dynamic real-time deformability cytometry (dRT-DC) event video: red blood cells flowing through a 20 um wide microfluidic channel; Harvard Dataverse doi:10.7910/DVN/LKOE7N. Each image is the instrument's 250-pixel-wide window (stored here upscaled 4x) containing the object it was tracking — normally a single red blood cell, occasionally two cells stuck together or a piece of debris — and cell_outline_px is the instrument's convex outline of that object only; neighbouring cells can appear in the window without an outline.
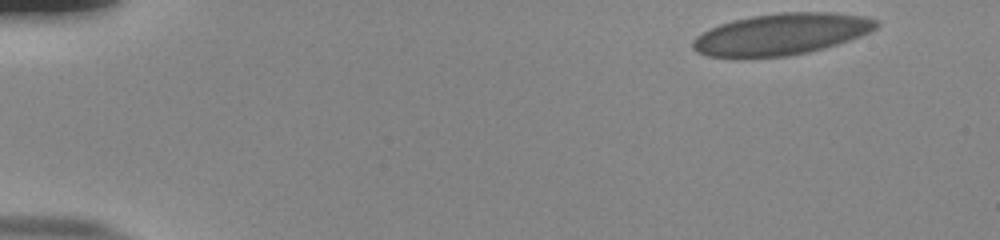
{"species": "human", "species_latin": "Homo sapiens", "temperature_condition": "room temperature", "stored_images_in_passage": 50, "camera_frame_rate_fps": 3000, "um_per_image_px": 0.085, "donor": {"sex": "male"}, "frame": {"image": 1, "passage_image": 1, "time_ms": 0.0, "image_size_px": [1000, 240], "cell_outline_px": [[880, 24], [876, 28], [860, 36], [824, 48], [808, 52], [788, 56], [708, 56], [696, 52], [692, 48], [692, 40], [696, 36], [720, 24], [732, 20], [752, 16], [780, 12], [828, 12], [864, 16], [880, 20]], "centroid_in_image_um": [66.44, 2.88], "position_along_channel_um": 18.6, "area_um2": 43.93}}
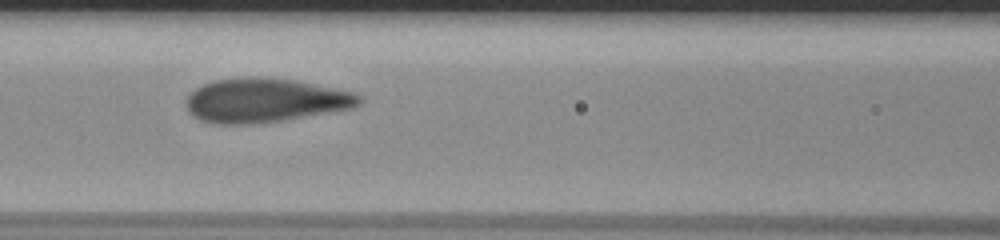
{"frame": {"image": 2, "passage_image": 21, "time_ms": 6.667, "image_size_px": [1000, 240], "cell_outline_px": [[360, 104], [352, 108], [284, 120], [256, 124], [212, 124], [200, 120], [192, 116], [188, 112], [188, 96], [196, 88], [204, 84], [216, 80], [296, 80], [356, 92], [360, 96]], "centroid_in_image_um": [22.56, 8.58], "position_along_channel_um": 144.0, "area_um2": 43.29}}
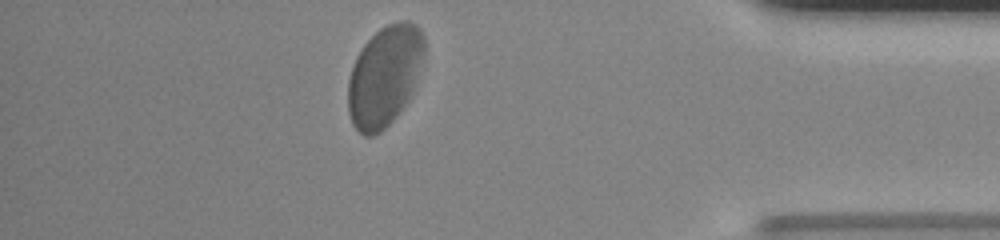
{"frame": {"image": 3, "passage_image": 44, "time_ms": 14.333, "image_size_px": [1000, 240], "cell_outline_px": [[424, 60], [412, 96], [400, 112], [380, 132], [372, 136], [364, 136], [352, 124], [348, 112], [348, 80], [356, 56], [364, 44], [380, 28], [396, 20], [408, 20], [416, 24], [420, 28], [424, 36]], "centroid_in_image_um": [32.72, 6.44], "position_along_channel_um": 402.5, "area_um2": 45.26}, "authors_computed_cell_mechanics": {"area_um2": 44.3326, "velocity_mm_per_s": 3.7727, "shape_relaxation_time_tau1_ms": 3.0165, "shape_relaxation_time_tau2_ms": null, "deformation_change_tau1": 0.0881, "deformation_change_tau2": null}}